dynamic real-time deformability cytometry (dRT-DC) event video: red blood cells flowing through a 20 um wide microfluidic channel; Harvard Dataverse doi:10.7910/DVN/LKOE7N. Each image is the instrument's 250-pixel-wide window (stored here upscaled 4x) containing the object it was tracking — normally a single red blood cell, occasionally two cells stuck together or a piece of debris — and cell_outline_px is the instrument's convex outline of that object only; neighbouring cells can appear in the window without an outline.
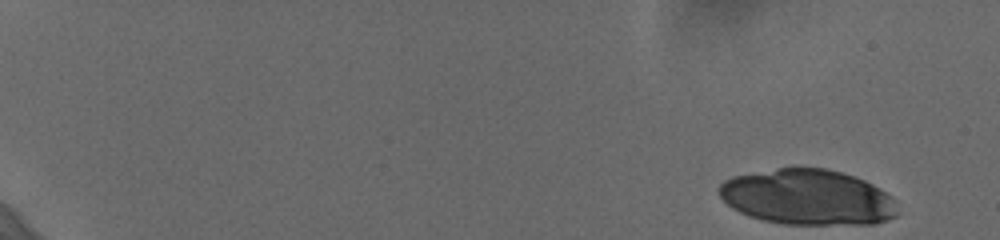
{"species": "human", "species_latin": "Homo sapiens", "temperature_condition": "cold", "stored_images_in_passage": 22, "camera_frame_rate_fps": 3000, "um_per_image_px": 0.085, "donor": {"sex": "female"}, "frame": {"image": 1, "passage_image": 1, "time_ms": 0.0, "image_size_px": [1000, 240], "cell_outline_px": [[896, 216], [888, 220], [876, 224], [780, 224], [748, 216], [732, 208], [720, 196], [720, 184], [724, 180], [732, 176], [776, 168], [828, 168], [856, 176], [880, 188], [892, 196], [896, 212]], "centroid_in_image_um": [68.65, 16.76], "position_along_channel_um": 16.3, "area_um2": 57.86}}